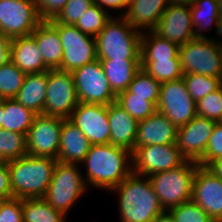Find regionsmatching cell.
Wrapping results in <instances>:
<instances>
[{
  "instance_id": "cell-1",
  "label": "cell",
  "mask_w": 222,
  "mask_h": 222,
  "mask_svg": "<svg viewBox=\"0 0 222 222\" xmlns=\"http://www.w3.org/2000/svg\"><path fill=\"white\" fill-rule=\"evenodd\" d=\"M81 163L86 166L87 187L111 191L132 173V152L111 143L91 145Z\"/></svg>"
},
{
  "instance_id": "cell-2",
  "label": "cell",
  "mask_w": 222,
  "mask_h": 222,
  "mask_svg": "<svg viewBox=\"0 0 222 222\" xmlns=\"http://www.w3.org/2000/svg\"><path fill=\"white\" fill-rule=\"evenodd\" d=\"M111 192L119 195L121 222H152L165 212L148 176L132 172Z\"/></svg>"
},
{
  "instance_id": "cell-3",
  "label": "cell",
  "mask_w": 222,
  "mask_h": 222,
  "mask_svg": "<svg viewBox=\"0 0 222 222\" xmlns=\"http://www.w3.org/2000/svg\"><path fill=\"white\" fill-rule=\"evenodd\" d=\"M57 159L25 155L7 161L14 198H43L52 180Z\"/></svg>"
},
{
  "instance_id": "cell-4",
  "label": "cell",
  "mask_w": 222,
  "mask_h": 222,
  "mask_svg": "<svg viewBox=\"0 0 222 222\" xmlns=\"http://www.w3.org/2000/svg\"><path fill=\"white\" fill-rule=\"evenodd\" d=\"M115 17L112 16L95 37L98 60L140 59L142 32L123 16Z\"/></svg>"
},
{
  "instance_id": "cell-5",
  "label": "cell",
  "mask_w": 222,
  "mask_h": 222,
  "mask_svg": "<svg viewBox=\"0 0 222 222\" xmlns=\"http://www.w3.org/2000/svg\"><path fill=\"white\" fill-rule=\"evenodd\" d=\"M199 166L197 162L187 160L178 168L149 176L164 211L192 200L193 179Z\"/></svg>"
},
{
  "instance_id": "cell-6",
  "label": "cell",
  "mask_w": 222,
  "mask_h": 222,
  "mask_svg": "<svg viewBox=\"0 0 222 222\" xmlns=\"http://www.w3.org/2000/svg\"><path fill=\"white\" fill-rule=\"evenodd\" d=\"M78 168V164L57 161L52 180L43 197L54 210L65 215L87 190L84 175Z\"/></svg>"
},
{
  "instance_id": "cell-7",
  "label": "cell",
  "mask_w": 222,
  "mask_h": 222,
  "mask_svg": "<svg viewBox=\"0 0 222 222\" xmlns=\"http://www.w3.org/2000/svg\"><path fill=\"white\" fill-rule=\"evenodd\" d=\"M210 38H195L179 46L178 56L183 74L222 77V47Z\"/></svg>"
},
{
  "instance_id": "cell-8",
  "label": "cell",
  "mask_w": 222,
  "mask_h": 222,
  "mask_svg": "<svg viewBox=\"0 0 222 222\" xmlns=\"http://www.w3.org/2000/svg\"><path fill=\"white\" fill-rule=\"evenodd\" d=\"M78 104L72 72L49 69L43 115L69 119Z\"/></svg>"
},
{
  "instance_id": "cell-9",
  "label": "cell",
  "mask_w": 222,
  "mask_h": 222,
  "mask_svg": "<svg viewBox=\"0 0 222 222\" xmlns=\"http://www.w3.org/2000/svg\"><path fill=\"white\" fill-rule=\"evenodd\" d=\"M57 31L63 48L60 70L73 72L98 59L95 37L83 33L75 25L63 23H57Z\"/></svg>"
},
{
  "instance_id": "cell-10",
  "label": "cell",
  "mask_w": 222,
  "mask_h": 222,
  "mask_svg": "<svg viewBox=\"0 0 222 222\" xmlns=\"http://www.w3.org/2000/svg\"><path fill=\"white\" fill-rule=\"evenodd\" d=\"M79 102L108 105L116 102L100 60H94L72 72Z\"/></svg>"
},
{
  "instance_id": "cell-11",
  "label": "cell",
  "mask_w": 222,
  "mask_h": 222,
  "mask_svg": "<svg viewBox=\"0 0 222 222\" xmlns=\"http://www.w3.org/2000/svg\"><path fill=\"white\" fill-rule=\"evenodd\" d=\"M157 111L164 114L177 128L197 116V104L188 93L183 78L161 84Z\"/></svg>"
},
{
  "instance_id": "cell-12",
  "label": "cell",
  "mask_w": 222,
  "mask_h": 222,
  "mask_svg": "<svg viewBox=\"0 0 222 222\" xmlns=\"http://www.w3.org/2000/svg\"><path fill=\"white\" fill-rule=\"evenodd\" d=\"M186 161L176 144L137 147L132 152V172L149 177L158 172L178 168Z\"/></svg>"
},
{
  "instance_id": "cell-13",
  "label": "cell",
  "mask_w": 222,
  "mask_h": 222,
  "mask_svg": "<svg viewBox=\"0 0 222 222\" xmlns=\"http://www.w3.org/2000/svg\"><path fill=\"white\" fill-rule=\"evenodd\" d=\"M40 22L34 0H0V31L9 38L29 36Z\"/></svg>"
},
{
  "instance_id": "cell-14",
  "label": "cell",
  "mask_w": 222,
  "mask_h": 222,
  "mask_svg": "<svg viewBox=\"0 0 222 222\" xmlns=\"http://www.w3.org/2000/svg\"><path fill=\"white\" fill-rule=\"evenodd\" d=\"M63 118L37 115L26 136L27 155L58 158Z\"/></svg>"
},
{
  "instance_id": "cell-15",
  "label": "cell",
  "mask_w": 222,
  "mask_h": 222,
  "mask_svg": "<svg viewBox=\"0 0 222 222\" xmlns=\"http://www.w3.org/2000/svg\"><path fill=\"white\" fill-rule=\"evenodd\" d=\"M69 120L82 131L91 145L110 143L107 105L79 102Z\"/></svg>"
},
{
  "instance_id": "cell-16",
  "label": "cell",
  "mask_w": 222,
  "mask_h": 222,
  "mask_svg": "<svg viewBox=\"0 0 222 222\" xmlns=\"http://www.w3.org/2000/svg\"><path fill=\"white\" fill-rule=\"evenodd\" d=\"M192 200L210 218L222 221V179L206 167L199 166L193 179Z\"/></svg>"
},
{
  "instance_id": "cell-17",
  "label": "cell",
  "mask_w": 222,
  "mask_h": 222,
  "mask_svg": "<svg viewBox=\"0 0 222 222\" xmlns=\"http://www.w3.org/2000/svg\"><path fill=\"white\" fill-rule=\"evenodd\" d=\"M152 31L178 46L195 39L190 6L169 4Z\"/></svg>"
},
{
  "instance_id": "cell-18",
  "label": "cell",
  "mask_w": 222,
  "mask_h": 222,
  "mask_svg": "<svg viewBox=\"0 0 222 222\" xmlns=\"http://www.w3.org/2000/svg\"><path fill=\"white\" fill-rule=\"evenodd\" d=\"M215 124L213 120L195 116L189 123L178 128L176 145L187 160L198 162L204 156Z\"/></svg>"
},
{
  "instance_id": "cell-19",
  "label": "cell",
  "mask_w": 222,
  "mask_h": 222,
  "mask_svg": "<svg viewBox=\"0 0 222 222\" xmlns=\"http://www.w3.org/2000/svg\"><path fill=\"white\" fill-rule=\"evenodd\" d=\"M178 128L161 112L156 111L138 122L135 149L147 145L176 144Z\"/></svg>"
},
{
  "instance_id": "cell-20",
  "label": "cell",
  "mask_w": 222,
  "mask_h": 222,
  "mask_svg": "<svg viewBox=\"0 0 222 222\" xmlns=\"http://www.w3.org/2000/svg\"><path fill=\"white\" fill-rule=\"evenodd\" d=\"M107 112L110 125V143L133 152L135 150L138 121L116 102L107 105Z\"/></svg>"
},
{
  "instance_id": "cell-21",
  "label": "cell",
  "mask_w": 222,
  "mask_h": 222,
  "mask_svg": "<svg viewBox=\"0 0 222 222\" xmlns=\"http://www.w3.org/2000/svg\"><path fill=\"white\" fill-rule=\"evenodd\" d=\"M91 143L69 119H64L61 127L57 160L62 163L81 164Z\"/></svg>"
},
{
  "instance_id": "cell-22",
  "label": "cell",
  "mask_w": 222,
  "mask_h": 222,
  "mask_svg": "<svg viewBox=\"0 0 222 222\" xmlns=\"http://www.w3.org/2000/svg\"><path fill=\"white\" fill-rule=\"evenodd\" d=\"M30 35L35 39L45 65L49 69H60L63 48L57 31V23L52 20L41 21Z\"/></svg>"
},
{
  "instance_id": "cell-23",
  "label": "cell",
  "mask_w": 222,
  "mask_h": 222,
  "mask_svg": "<svg viewBox=\"0 0 222 222\" xmlns=\"http://www.w3.org/2000/svg\"><path fill=\"white\" fill-rule=\"evenodd\" d=\"M11 61L25 74L48 71L35 39L29 36L12 38L10 44Z\"/></svg>"
},
{
  "instance_id": "cell-24",
  "label": "cell",
  "mask_w": 222,
  "mask_h": 222,
  "mask_svg": "<svg viewBox=\"0 0 222 222\" xmlns=\"http://www.w3.org/2000/svg\"><path fill=\"white\" fill-rule=\"evenodd\" d=\"M168 5L167 0H133L123 17L140 32L152 31Z\"/></svg>"
},
{
  "instance_id": "cell-25",
  "label": "cell",
  "mask_w": 222,
  "mask_h": 222,
  "mask_svg": "<svg viewBox=\"0 0 222 222\" xmlns=\"http://www.w3.org/2000/svg\"><path fill=\"white\" fill-rule=\"evenodd\" d=\"M100 63L116 96L127 90L134 75L141 69L140 59L100 60Z\"/></svg>"
},
{
  "instance_id": "cell-26",
  "label": "cell",
  "mask_w": 222,
  "mask_h": 222,
  "mask_svg": "<svg viewBox=\"0 0 222 222\" xmlns=\"http://www.w3.org/2000/svg\"><path fill=\"white\" fill-rule=\"evenodd\" d=\"M46 89L47 71L26 74L22 87L14 99L37 115H43Z\"/></svg>"
},
{
  "instance_id": "cell-27",
  "label": "cell",
  "mask_w": 222,
  "mask_h": 222,
  "mask_svg": "<svg viewBox=\"0 0 222 222\" xmlns=\"http://www.w3.org/2000/svg\"><path fill=\"white\" fill-rule=\"evenodd\" d=\"M36 116V113L24 107L14 98L4 99L2 129L22 133L27 136Z\"/></svg>"
},
{
  "instance_id": "cell-28",
  "label": "cell",
  "mask_w": 222,
  "mask_h": 222,
  "mask_svg": "<svg viewBox=\"0 0 222 222\" xmlns=\"http://www.w3.org/2000/svg\"><path fill=\"white\" fill-rule=\"evenodd\" d=\"M179 46L153 31L142 32L140 60L179 59Z\"/></svg>"
},
{
  "instance_id": "cell-29",
  "label": "cell",
  "mask_w": 222,
  "mask_h": 222,
  "mask_svg": "<svg viewBox=\"0 0 222 222\" xmlns=\"http://www.w3.org/2000/svg\"><path fill=\"white\" fill-rule=\"evenodd\" d=\"M191 8V20L194 27L195 38H208L203 32L209 31L218 24V0H196Z\"/></svg>"
},
{
  "instance_id": "cell-30",
  "label": "cell",
  "mask_w": 222,
  "mask_h": 222,
  "mask_svg": "<svg viewBox=\"0 0 222 222\" xmlns=\"http://www.w3.org/2000/svg\"><path fill=\"white\" fill-rule=\"evenodd\" d=\"M62 212L54 210L43 198L23 199V222H66Z\"/></svg>"
},
{
  "instance_id": "cell-31",
  "label": "cell",
  "mask_w": 222,
  "mask_h": 222,
  "mask_svg": "<svg viewBox=\"0 0 222 222\" xmlns=\"http://www.w3.org/2000/svg\"><path fill=\"white\" fill-rule=\"evenodd\" d=\"M141 69L161 84L181 79L183 72L179 59L140 60Z\"/></svg>"
},
{
  "instance_id": "cell-32",
  "label": "cell",
  "mask_w": 222,
  "mask_h": 222,
  "mask_svg": "<svg viewBox=\"0 0 222 222\" xmlns=\"http://www.w3.org/2000/svg\"><path fill=\"white\" fill-rule=\"evenodd\" d=\"M116 103L138 122L157 111V106L147 97L133 96L128 90L116 96Z\"/></svg>"
},
{
  "instance_id": "cell-33",
  "label": "cell",
  "mask_w": 222,
  "mask_h": 222,
  "mask_svg": "<svg viewBox=\"0 0 222 222\" xmlns=\"http://www.w3.org/2000/svg\"><path fill=\"white\" fill-rule=\"evenodd\" d=\"M27 155L26 135L0 129V160L10 161Z\"/></svg>"
},
{
  "instance_id": "cell-34",
  "label": "cell",
  "mask_w": 222,
  "mask_h": 222,
  "mask_svg": "<svg viewBox=\"0 0 222 222\" xmlns=\"http://www.w3.org/2000/svg\"><path fill=\"white\" fill-rule=\"evenodd\" d=\"M26 74L11 60L0 67V100L13 99L22 87Z\"/></svg>"
},
{
  "instance_id": "cell-35",
  "label": "cell",
  "mask_w": 222,
  "mask_h": 222,
  "mask_svg": "<svg viewBox=\"0 0 222 222\" xmlns=\"http://www.w3.org/2000/svg\"><path fill=\"white\" fill-rule=\"evenodd\" d=\"M188 93L197 103L209 93L222 85V77H211L202 74H183Z\"/></svg>"
},
{
  "instance_id": "cell-36",
  "label": "cell",
  "mask_w": 222,
  "mask_h": 222,
  "mask_svg": "<svg viewBox=\"0 0 222 222\" xmlns=\"http://www.w3.org/2000/svg\"><path fill=\"white\" fill-rule=\"evenodd\" d=\"M160 86L161 83L159 81H156L152 76L140 69L134 75L127 90L133 96L147 97L148 101L153 102L157 106L159 103Z\"/></svg>"
},
{
  "instance_id": "cell-37",
  "label": "cell",
  "mask_w": 222,
  "mask_h": 222,
  "mask_svg": "<svg viewBox=\"0 0 222 222\" xmlns=\"http://www.w3.org/2000/svg\"><path fill=\"white\" fill-rule=\"evenodd\" d=\"M107 10L94 3L86 13L82 15L75 26L83 33L96 37L104 28L106 22L112 17Z\"/></svg>"
},
{
  "instance_id": "cell-38",
  "label": "cell",
  "mask_w": 222,
  "mask_h": 222,
  "mask_svg": "<svg viewBox=\"0 0 222 222\" xmlns=\"http://www.w3.org/2000/svg\"><path fill=\"white\" fill-rule=\"evenodd\" d=\"M197 116L222 122V85L197 103Z\"/></svg>"
},
{
  "instance_id": "cell-39",
  "label": "cell",
  "mask_w": 222,
  "mask_h": 222,
  "mask_svg": "<svg viewBox=\"0 0 222 222\" xmlns=\"http://www.w3.org/2000/svg\"><path fill=\"white\" fill-rule=\"evenodd\" d=\"M168 212L175 222H214L193 200L171 208Z\"/></svg>"
},
{
  "instance_id": "cell-40",
  "label": "cell",
  "mask_w": 222,
  "mask_h": 222,
  "mask_svg": "<svg viewBox=\"0 0 222 222\" xmlns=\"http://www.w3.org/2000/svg\"><path fill=\"white\" fill-rule=\"evenodd\" d=\"M94 3L93 0H68L58 16L52 21L75 25Z\"/></svg>"
},
{
  "instance_id": "cell-41",
  "label": "cell",
  "mask_w": 222,
  "mask_h": 222,
  "mask_svg": "<svg viewBox=\"0 0 222 222\" xmlns=\"http://www.w3.org/2000/svg\"><path fill=\"white\" fill-rule=\"evenodd\" d=\"M222 157V122L215 124L210 136L204 156L197 162L202 167H207L212 161Z\"/></svg>"
},
{
  "instance_id": "cell-42",
  "label": "cell",
  "mask_w": 222,
  "mask_h": 222,
  "mask_svg": "<svg viewBox=\"0 0 222 222\" xmlns=\"http://www.w3.org/2000/svg\"><path fill=\"white\" fill-rule=\"evenodd\" d=\"M23 199L11 198L0 202V222H23Z\"/></svg>"
},
{
  "instance_id": "cell-43",
  "label": "cell",
  "mask_w": 222,
  "mask_h": 222,
  "mask_svg": "<svg viewBox=\"0 0 222 222\" xmlns=\"http://www.w3.org/2000/svg\"><path fill=\"white\" fill-rule=\"evenodd\" d=\"M68 0H34L41 21L54 20Z\"/></svg>"
},
{
  "instance_id": "cell-44",
  "label": "cell",
  "mask_w": 222,
  "mask_h": 222,
  "mask_svg": "<svg viewBox=\"0 0 222 222\" xmlns=\"http://www.w3.org/2000/svg\"><path fill=\"white\" fill-rule=\"evenodd\" d=\"M13 198L7 161L0 160V202Z\"/></svg>"
},
{
  "instance_id": "cell-45",
  "label": "cell",
  "mask_w": 222,
  "mask_h": 222,
  "mask_svg": "<svg viewBox=\"0 0 222 222\" xmlns=\"http://www.w3.org/2000/svg\"><path fill=\"white\" fill-rule=\"evenodd\" d=\"M11 38L0 31V67L11 60L10 44Z\"/></svg>"
},
{
  "instance_id": "cell-46",
  "label": "cell",
  "mask_w": 222,
  "mask_h": 222,
  "mask_svg": "<svg viewBox=\"0 0 222 222\" xmlns=\"http://www.w3.org/2000/svg\"><path fill=\"white\" fill-rule=\"evenodd\" d=\"M93 1L96 4L100 5L104 10L107 9V12H108V8L109 10L110 9H113V10L115 9V11L120 10L121 16L124 15L127 9V6L123 3L122 0H93ZM121 10H123L124 12H122Z\"/></svg>"
},
{
  "instance_id": "cell-47",
  "label": "cell",
  "mask_w": 222,
  "mask_h": 222,
  "mask_svg": "<svg viewBox=\"0 0 222 222\" xmlns=\"http://www.w3.org/2000/svg\"><path fill=\"white\" fill-rule=\"evenodd\" d=\"M206 168L222 179V157L212 161Z\"/></svg>"
},
{
  "instance_id": "cell-48",
  "label": "cell",
  "mask_w": 222,
  "mask_h": 222,
  "mask_svg": "<svg viewBox=\"0 0 222 222\" xmlns=\"http://www.w3.org/2000/svg\"><path fill=\"white\" fill-rule=\"evenodd\" d=\"M152 222H175L174 218L168 211H165L161 215L157 216Z\"/></svg>"
},
{
  "instance_id": "cell-49",
  "label": "cell",
  "mask_w": 222,
  "mask_h": 222,
  "mask_svg": "<svg viewBox=\"0 0 222 222\" xmlns=\"http://www.w3.org/2000/svg\"><path fill=\"white\" fill-rule=\"evenodd\" d=\"M196 0H167L169 4L192 6Z\"/></svg>"
},
{
  "instance_id": "cell-50",
  "label": "cell",
  "mask_w": 222,
  "mask_h": 222,
  "mask_svg": "<svg viewBox=\"0 0 222 222\" xmlns=\"http://www.w3.org/2000/svg\"><path fill=\"white\" fill-rule=\"evenodd\" d=\"M216 35H219V37H222V16H219L218 19V24L216 25ZM222 40V38H221ZM217 42L220 44V46L222 47V41H220L219 39L217 40Z\"/></svg>"
},
{
  "instance_id": "cell-51",
  "label": "cell",
  "mask_w": 222,
  "mask_h": 222,
  "mask_svg": "<svg viewBox=\"0 0 222 222\" xmlns=\"http://www.w3.org/2000/svg\"><path fill=\"white\" fill-rule=\"evenodd\" d=\"M4 114V99L0 100V129L2 128V115Z\"/></svg>"
},
{
  "instance_id": "cell-52",
  "label": "cell",
  "mask_w": 222,
  "mask_h": 222,
  "mask_svg": "<svg viewBox=\"0 0 222 222\" xmlns=\"http://www.w3.org/2000/svg\"><path fill=\"white\" fill-rule=\"evenodd\" d=\"M219 16H222V0H218Z\"/></svg>"
},
{
  "instance_id": "cell-53",
  "label": "cell",
  "mask_w": 222,
  "mask_h": 222,
  "mask_svg": "<svg viewBox=\"0 0 222 222\" xmlns=\"http://www.w3.org/2000/svg\"><path fill=\"white\" fill-rule=\"evenodd\" d=\"M122 1L128 7L132 3L133 0H122Z\"/></svg>"
}]
</instances>
